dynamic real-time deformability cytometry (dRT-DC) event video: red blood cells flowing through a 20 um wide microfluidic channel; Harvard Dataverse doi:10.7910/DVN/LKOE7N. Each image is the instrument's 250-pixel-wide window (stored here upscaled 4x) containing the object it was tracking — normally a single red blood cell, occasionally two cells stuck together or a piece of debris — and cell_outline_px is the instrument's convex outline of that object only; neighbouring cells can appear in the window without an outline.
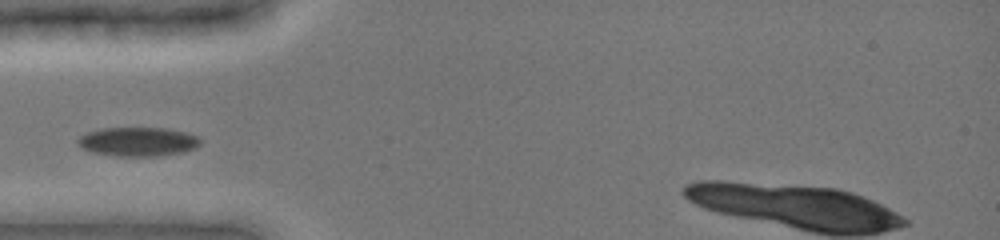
{"species": "common noctule bat (a hibernating species)", "species_latin": "Nyctalus noctula", "temperature_condition": "cold", "stored_images_in_passage": 4, "camera_frame_rate_fps": 3000, "um_per_image_px": 0.085, "animal": {"sex": "female", "body_mass_g": 19.0, "forearm_length_mm": 51.5}, "frame": {"image": 1, "passage_image": 2, "time_ms": 0.667, "image_size_px": [1000, 240], "cell_outline_px": [[200, 144], [196, 148], [184, 152], [156, 156], [120, 156], [92, 152], [84, 148], [76, 140], [80, 136], [88, 132], [100, 128], [164, 128], [184, 132], [196, 136], [200, 140]], "centroid_in_image_um": [11.74, 12.04], "position_along_channel_um": 73.3, "area_um2": 20.52}}